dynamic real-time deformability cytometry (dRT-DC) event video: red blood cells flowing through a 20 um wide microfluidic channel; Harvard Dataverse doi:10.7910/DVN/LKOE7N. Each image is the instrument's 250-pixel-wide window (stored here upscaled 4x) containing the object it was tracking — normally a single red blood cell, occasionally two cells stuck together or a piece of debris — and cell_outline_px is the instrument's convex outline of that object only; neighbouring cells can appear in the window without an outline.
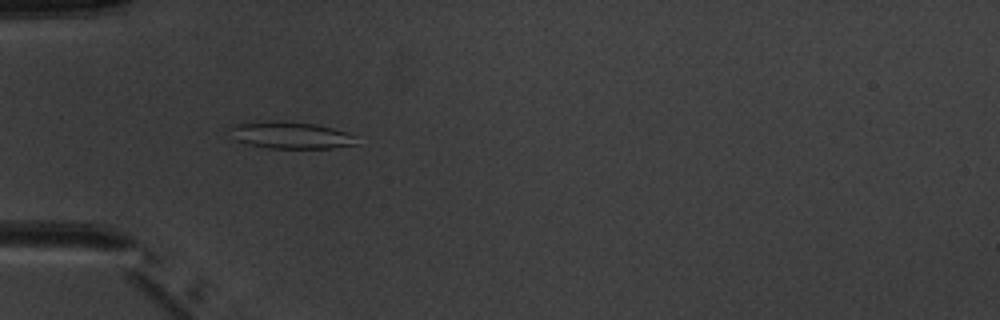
{"species": "common noctule bat (a hibernating species)", "species_latin": "Nyctalus noctula", "temperature_condition": "warm", "stored_images_in_passage": 5, "camera_frame_rate_fps": 3000, "um_per_image_px": 0.085, "animal": {"sex": "male", "body_mass_g": 20.1, "forearm_length_mm": 53.5}, "frame": {"image": 1, "passage_image": 4, "time_ms": 3.667, "image_size_px": [1000, 320], "cell_outline_px": [[360, 144], [332, 148], [268, 148], [248, 144], [236, 140], [228, 128], [236, 124], [316, 124], [332, 128], [356, 136]], "centroid_in_image_um": [24.83, 11.56], "position_along_channel_um": 60.2, "area_um2": 18.67}}
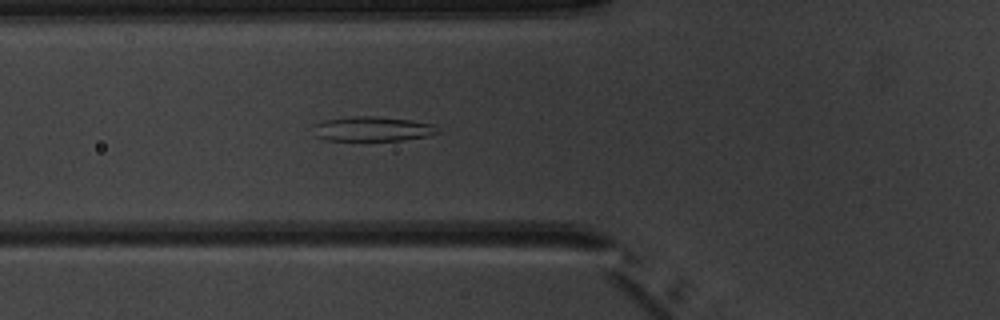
{"frame": {"image": 2, "passage_image": 5, "time_ms": 4.667, "image_size_px": [1000, 320], "cell_outline_px": [[440, 132], [428, 136], [404, 140], [324, 140], [316, 136], [312, 124], [324, 120], [352, 116], [372, 116], [412, 120], [432, 124]], "centroid_in_image_um": [31.63, 10.95], "position_along_channel_um": 94.2, "area_um2": 17.86}}